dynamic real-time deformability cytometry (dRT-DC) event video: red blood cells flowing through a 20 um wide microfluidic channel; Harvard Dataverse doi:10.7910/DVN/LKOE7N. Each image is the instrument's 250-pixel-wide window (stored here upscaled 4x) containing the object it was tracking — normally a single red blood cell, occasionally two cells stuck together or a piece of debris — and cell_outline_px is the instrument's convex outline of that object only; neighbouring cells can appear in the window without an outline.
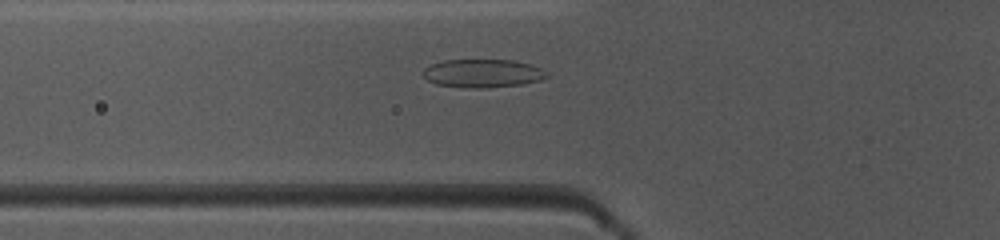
{"species": "common noctule bat (a hibernating species)", "species_latin": "Nyctalus noctula", "temperature_condition": "warm", "stored_images_in_passage": 43, "camera_frame_rate_fps": 3000, "um_per_image_px": 0.085, "animal": {"sex": "female", "body_mass_g": 10.0, "forearm_length_mm": 53.1}, "frame": {"image": 1, "passage_image": 18, "time_ms": 5.667, "image_size_px": [1000, 240], "cell_outline_px": [[548, 76], [540, 80], [524, 84], [480, 88], [464, 88], [436, 84], [428, 80], [420, 72], [424, 68], [432, 64], [444, 60], [512, 60], [532, 64], [548, 72]], "centroid_in_image_um": [41.02, 6.23], "position_along_channel_um": 84.8, "area_um2": 20.52}}
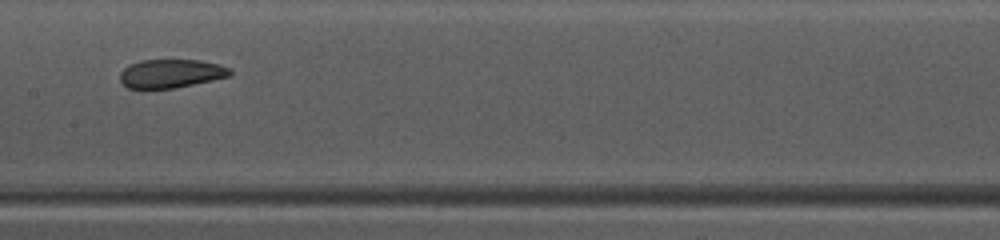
{"frame": {"image": 2, "passage_image": 26, "time_ms": 8.333, "image_size_px": [1000, 240], "cell_outline_px": [[232, 72], [228, 76], [212, 80], [176, 88], [144, 92], [140, 92], [128, 88], [120, 80], [120, 72], [128, 64], [140, 60], [200, 60], [220, 64], [232, 68]], "centroid_in_image_um": [14.46, 6.29], "position_along_channel_um": 192.9, "area_um2": 19.13}}
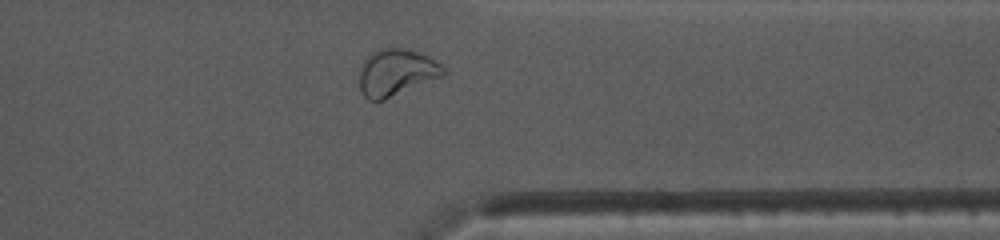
{"frame": {"image": 3, "passage_image": 40, "time_ms": 13.0, "image_size_px": [1000, 240], "cell_outline_px": [[444, 76], [384, 100], [368, 100], [364, 96], [360, 88], [360, 64], [368, 56], [380, 48], [404, 48], [420, 52], [436, 60], [444, 68]], "centroid_in_image_um": [33.69, 6.16], "position_along_channel_um": 377.7, "area_um2": 22.95}, "authors_computed_cell_mechanics": {"area_um2": 20.3456, "velocity_mm_per_s": 4.0131, "shape_relaxation_time_tau1_ms": 5.8536, "shape_relaxation_time_tau2_ms": 1.1068, "deformation_change_tau1": 0.1584, "deformation_change_tau2": 0.0741}}